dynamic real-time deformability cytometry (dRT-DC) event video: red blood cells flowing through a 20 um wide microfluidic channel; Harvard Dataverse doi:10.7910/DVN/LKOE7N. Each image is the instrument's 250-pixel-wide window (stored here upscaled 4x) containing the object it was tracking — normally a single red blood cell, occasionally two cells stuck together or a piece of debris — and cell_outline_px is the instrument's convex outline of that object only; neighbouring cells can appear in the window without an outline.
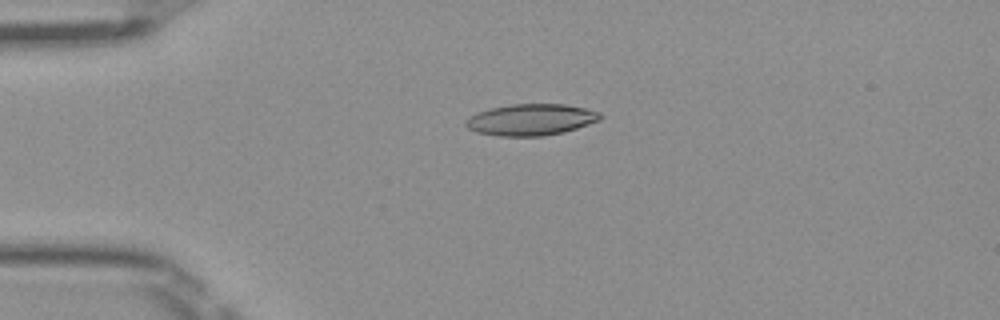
{"species": "Egyptian fruit bat (a non-hibernating species)", "species_latin": "Rousettus aegyptiacus", "temperature_condition": "room temperature", "stored_images_in_passage": 50, "camera_frame_rate_fps": 3000, "um_per_image_px": 0.085, "frame": {"image": 1, "passage_image": 12, "time_ms": 3.667, "image_size_px": [1000, 320], "cell_outline_px": [[604, 116], [600, 120], [564, 132], [544, 136], [500, 136], [476, 132], [468, 128], [464, 124], [464, 120], [468, 116], [476, 112], [492, 108], [512, 104], [564, 104], [584, 108], [600, 112]], "centroid_in_image_um": [45.11, 10.17], "position_along_channel_um": 39.9, "area_um2": 24.74}}
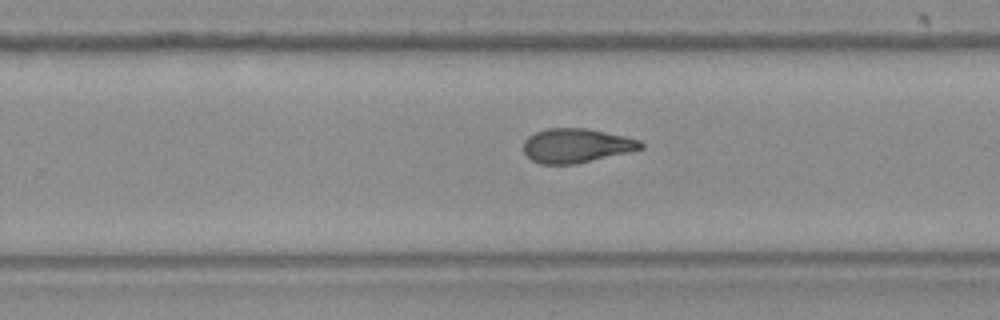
{"frame": {"image": 2, "passage_image": 32, "time_ms": 10.333, "image_size_px": [1000, 320], "cell_outline_px": [[644, 148], [628, 152], [576, 164], [540, 164], [532, 160], [524, 152], [524, 140], [528, 136], [536, 132], [548, 128], [588, 128], [624, 136], [640, 140], [644, 144]], "centroid_in_image_um": [48.99, 12.37], "position_along_channel_um": 280.8, "area_um2": 23.35}}
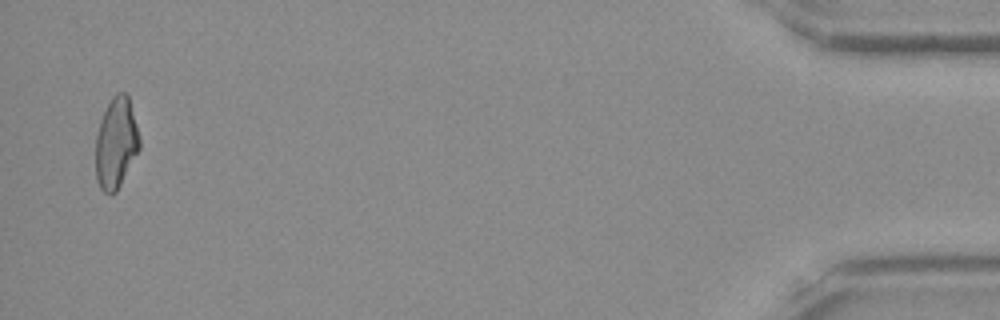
{"frame": {"image": 3, "passage_image": 49, "time_ms": 16.0, "image_size_px": [1000, 320], "cell_outline_px": [[140, 148], [116, 192], [112, 196], [108, 196], [100, 188], [96, 180], [96, 136], [100, 120], [112, 96], [116, 92], [124, 92], [128, 96], [140, 140]], "centroid_in_image_um": [9.85, 12.2], "position_along_channel_um": 425.4, "area_um2": 23.12}, "authors_computed_cell_mechanics": {"area_um2": 23.7558, "velocity_mm_per_s": 4.0633, "shape_relaxation_time_tau1_ms": null, "shape_relaxation_time_tau2_ms": 2.7889, "deformation_change_tau1": null, "deformation_change_tau2": 0.1085}}